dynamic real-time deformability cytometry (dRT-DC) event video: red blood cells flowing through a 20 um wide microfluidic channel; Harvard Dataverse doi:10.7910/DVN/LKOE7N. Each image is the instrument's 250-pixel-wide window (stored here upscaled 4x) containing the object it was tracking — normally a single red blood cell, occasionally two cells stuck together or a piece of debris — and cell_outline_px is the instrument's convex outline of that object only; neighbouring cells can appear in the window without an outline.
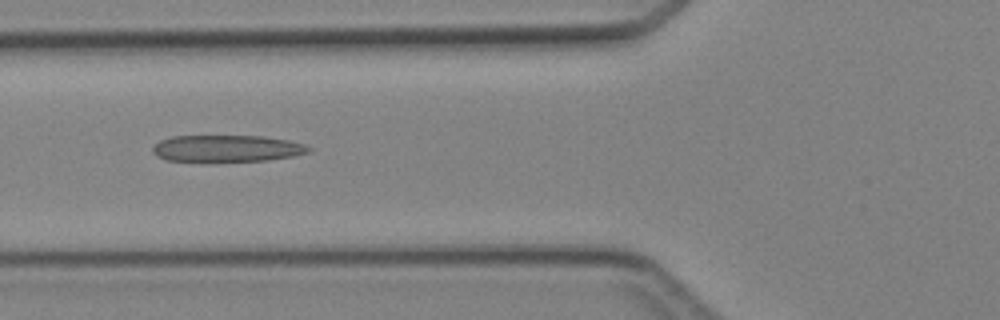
{"species": "Egyptian fruit bat (a non-hibernating species)", "species_latin": "Rousettus aegyptiacus", "temperature_condition": "cold", "stored_images_in_passage": 5, "camera_frame_rate_fps": 3000, "um_per_image_px": 0.085, "animal": {"sex": "female"}, "frame": {"image": 1, "passage_image": 4, "time_ms": 4.333, "image_size_px": [1000, 320], "cell_outline_px": [[312, 152], [296, 156], [268, 160], [168, 160], [156, 156], [152, 152], [152, 148], [160, 140], [172, 136], [264, 136], [288, 140], [304, 144], [312, 148]], "centroid_in_image_um": [19.35, 12.6], "position_along_channel_um": 106.5, "area_um2": 24.04}}
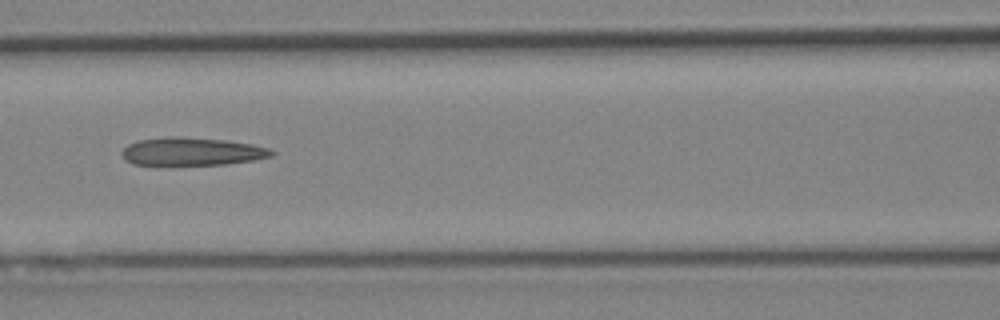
{"frame": {"image": 2, "passage_image": 5, "time_ms": 5.333, "image_size_px": [1000, 320], "cell_outline_px": [[276, 152], [272, 156], [256, 160], [224, 164], [132, 164], [124, 160], [120, 152], [128, 144], [140, 140], [168, 136], [228, 140], [252, 144], [268, 148]], "centroid_in_image_um": [16.32, 12.87], "position_along_channel_um": 150.3, "area_um2": 24.28}}